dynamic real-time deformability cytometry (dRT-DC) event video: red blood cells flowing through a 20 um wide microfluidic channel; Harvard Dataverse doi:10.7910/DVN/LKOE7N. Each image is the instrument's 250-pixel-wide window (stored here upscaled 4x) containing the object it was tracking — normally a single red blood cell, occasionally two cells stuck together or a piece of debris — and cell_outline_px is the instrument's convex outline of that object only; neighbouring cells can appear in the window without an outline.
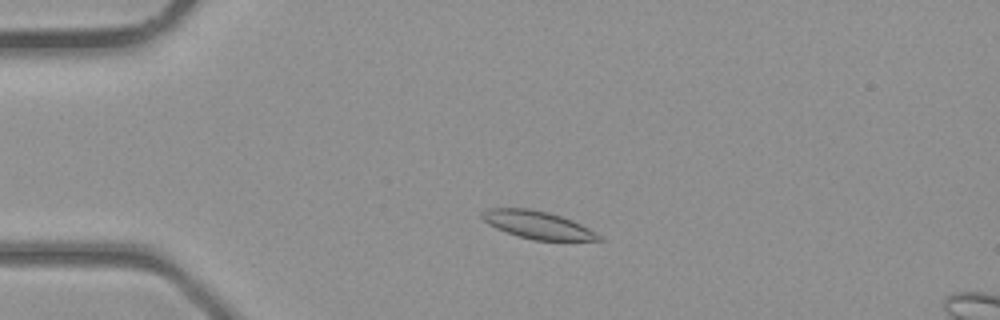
{"species": "common noctule bat (a hibernating species)", "species_latin": "Nyctalus noctula", "temperature_condition": "room temperature", "stored_images_in_passage": 37, "camera_frame_rate_fps": 3000, "um_per_image_px": 0.085, "animal": {"sex": "male", "body_mass_g": 23.1, "forearm_length_mm": 52.7}, "frame": {"image": 1, "passage_image": 6, "time_ms": 1.667, "image_size_px": [1000, 320], "cell_outline_px": [[604, 240], [532, 240], [496, 228], [488, 224], [480, 216], [480, 212], [488, 208], [528, 208], [548, 212], [572, 220], [588, 228], [600, 236]], "centroid_in_image_um": [45.65, 19.1], "position_along_channel_um": 39.4, "area_um2": 18.55}}
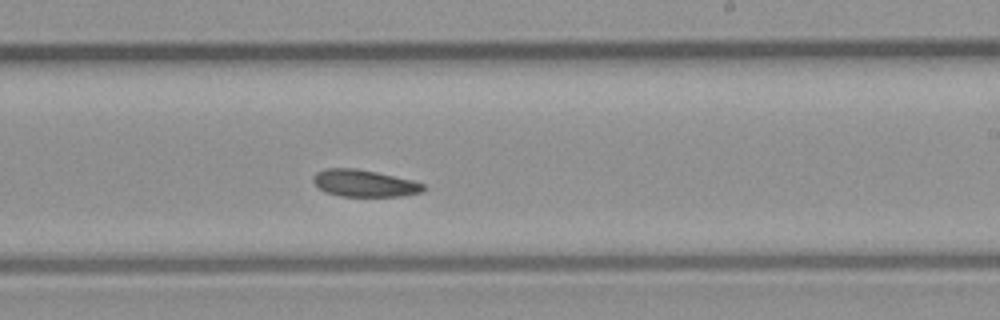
{"frame": {"image": 2, "passage_image": 21, "time_ms": 6.667, "image_size_px": [1000, 320], "cell_outline_px": [[428, 188], [420, 192], [400, 196], [340, 196], [324, 192], [312, 180], [312, 176], [316, 172], [324, 168], [356, 168], [376, 172], [412, 180], [424, 184]], "centroid_in_image_um": [30.94, 15.57], "position_along_channel_um": 258.1, "area_um2": 17.34}}
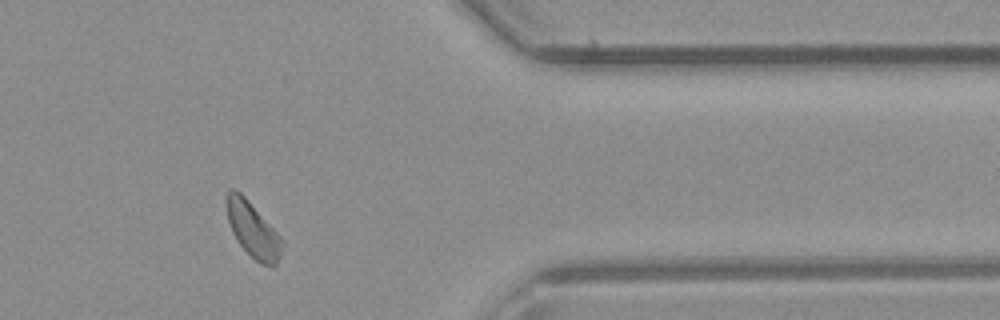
{"frame": {"image": 3, "passage_image": 30, "time_ms": 9.667, "image_size_px": [1000, 320], "cell_outline_px": [[284, 244], [280, 256], [276, 264], [272, 268], [260, 264], [236, 240], [232, 232], [228, 220], [224, 204], [224, 200], [228, 188], [236, 188], [244, 196], [280, 236]], "centroid_in_image_um": [21.45, 19.5], "position_along_channel_um": 389.9, "area_um2": 17.98}}